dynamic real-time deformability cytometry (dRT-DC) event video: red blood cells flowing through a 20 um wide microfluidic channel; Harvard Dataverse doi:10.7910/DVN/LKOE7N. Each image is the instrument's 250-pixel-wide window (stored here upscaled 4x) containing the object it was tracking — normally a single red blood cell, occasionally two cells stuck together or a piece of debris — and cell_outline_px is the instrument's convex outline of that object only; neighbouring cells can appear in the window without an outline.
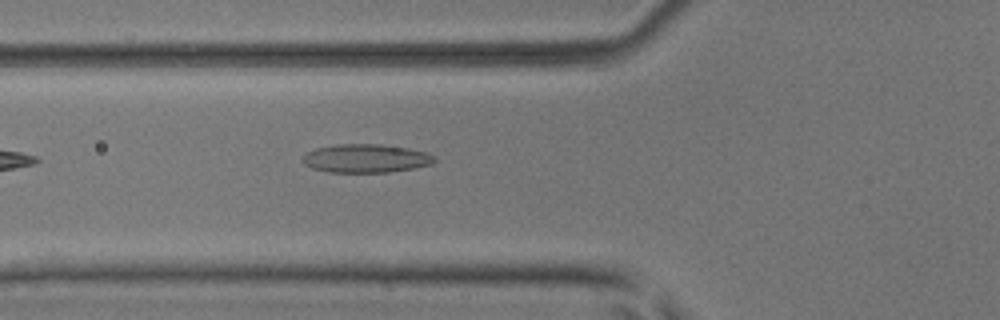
{"species": "common noctule bat (a hibernating species)", "species_latin": "Nyctalus noctula", "temperature_condition": "room temperature", "stored_images_in_passage": 4, "camera_frame_rate_fps": 3000, "um_per_image_px": 0.085, "animal": {"sex": "male", "body_mass_g": 17.9, "forearm_length_mm": 54.2}, "frame": {"image": 1, "passage_image": 4, "time_ms": 1.0, "image_size_px": [1000, 320], "cell_outline_px": [[436, 160], [432, 164], [412, 168], [388, 172], [328, 172], [312, 168], [304, 164], [300, 160], [308, 152], [316, 148], [336, 144], [380, 144], [408, 148], [428, 152], [436, 156]], "centroid_in_image_um": [31.11, 13.46], "position_along_channel_um": 94.7, "area_um2": 21.96}}